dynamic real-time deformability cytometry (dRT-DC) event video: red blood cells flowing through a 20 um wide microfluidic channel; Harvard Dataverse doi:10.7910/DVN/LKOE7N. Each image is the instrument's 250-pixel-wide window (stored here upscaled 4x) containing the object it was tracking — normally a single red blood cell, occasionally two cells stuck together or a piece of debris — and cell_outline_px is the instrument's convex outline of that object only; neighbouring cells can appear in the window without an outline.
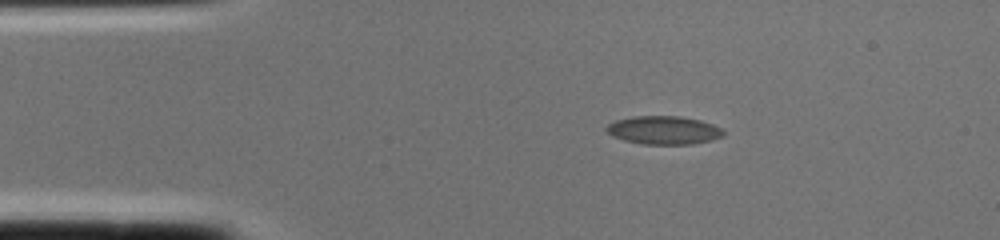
{"species": "common noctule bat (a hibernating species)", "species_latin": "Nyctalus noctula", "temperature_condition": "cold", "stored_images_in_passage": 1, "camera_frame_rate_fps": 3000, "um_per_image_px": 0.085, "animal": {"sex": "female", "body_mass_g": 22.0, "forearm_length_mm": 56.7}, "frame": {"image": 1, "passage_image": 1, "time_ms": 0.0, "image_size_px": [1000, 240], "cell_outline_px": [[724, 136], [712, 140], [692, 144], [640, 144], [624, 140], [612, 136], [604, 128], [608, 124], [616, 120], [632, 116], [680, 116], [700, 120], [712, 124], [720, 128], [724, 132]], "centroid_in_image_um": [56.4, 11.06], "position_along_channel_um": 28.6, "area_um2": 19.36}}